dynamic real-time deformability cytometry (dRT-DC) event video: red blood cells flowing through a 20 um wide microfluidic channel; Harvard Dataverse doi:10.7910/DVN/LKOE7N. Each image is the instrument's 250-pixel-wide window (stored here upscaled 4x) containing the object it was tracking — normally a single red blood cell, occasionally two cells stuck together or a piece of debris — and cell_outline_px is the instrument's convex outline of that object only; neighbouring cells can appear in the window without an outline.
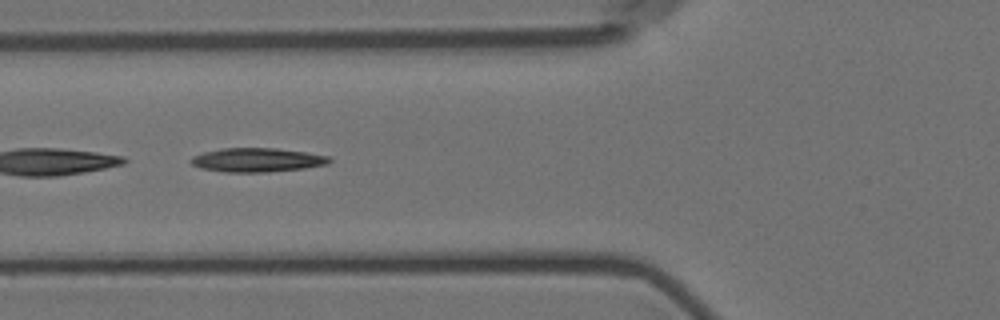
{"species": "Egyptian fruit bat (a non-hibernating species)", "species_latin": "Rousettus aegyptiacus", "temperature_condition": "room temperature", "stored_images_in_passage": 9, "camera_frame_rate_fps": 3000, "um_per_image_px": 0.085, "animal": {"sex": "female"}, "frame": {"image": 1, "passage_image": 6, "time_ms": 5.667, "image_size_px": [1000, 320], "cell_outline_px": [[332, 160], [328, 164], [304, 168], [268, 172], [224, 172], [200, 168], [192, 164], [188, 160], [192, 156], [204, 152], [224, 148], [276, 148], [332, 156]], "centroid_in_image_um": [21.86, 13.6], "position_along_channel_um": 103.9, "area_um2": 19.42}}
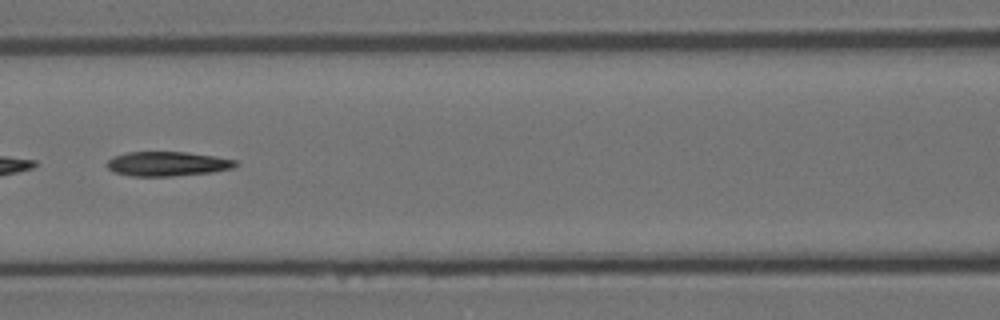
{"frame": {"image": 2, "passage_image": 7, "time_ms": 7.0, "image_size_px": [1000, 320], "cell_outline_px": [[240, 164], [236, 168], [212, 172], [172, 176], [132, 176], [112, 172], [108, 168], [108, 160], [112, 156], [128, 152], [188, 152], [236, 160]], "centroid_in_image_um": [14.25, 13.93], "position_along_channel_um": 152.4, "area_um2": 18.44}}
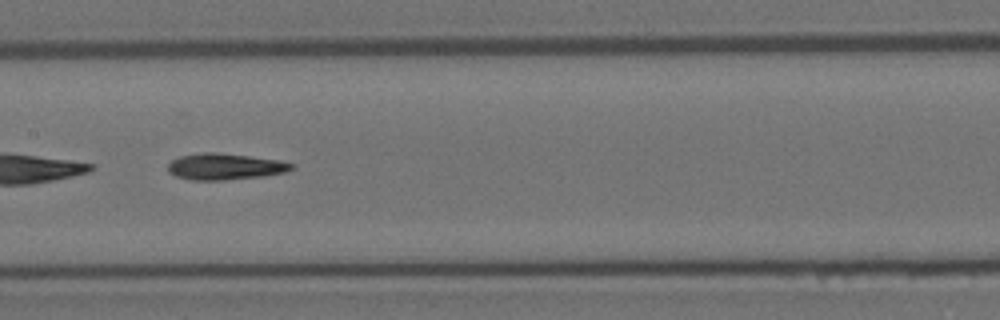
{"frame": {"image": 3, "passage_image": 8, "time_ms": 8.0, "image_size_px": [1000, 320], "cell_outline_px": [[296, 168], [288, 172], [264, 176], [224, 180], [192, 180], [176, 176], [168, 172], [168, 164], [172, 160], [180, 156], [204, 152], [220, 152], [280, 160], [296, 164]], "centroid_in_image_um": [19.18, 14.16], "position_along_channel_um": 188.2, "area_um2": 19.25}}